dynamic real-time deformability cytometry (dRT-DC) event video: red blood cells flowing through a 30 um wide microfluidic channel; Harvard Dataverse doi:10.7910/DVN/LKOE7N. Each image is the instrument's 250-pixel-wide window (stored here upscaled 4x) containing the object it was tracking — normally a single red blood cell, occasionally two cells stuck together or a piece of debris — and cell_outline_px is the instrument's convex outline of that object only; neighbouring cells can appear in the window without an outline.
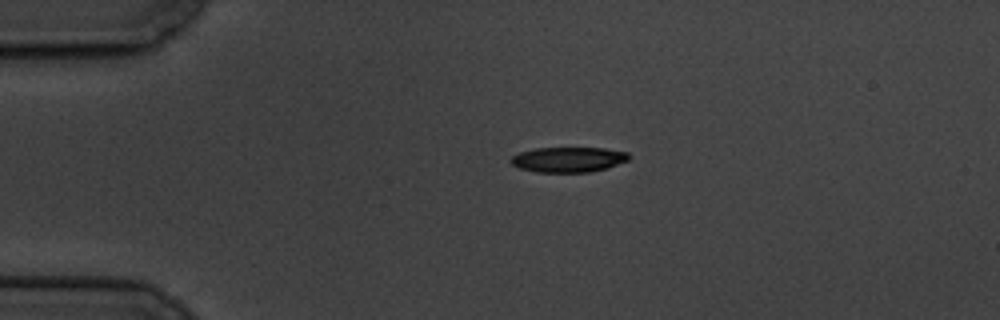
{"species": "common noctule bat (a hibernating species)", "species_latin": "Nyctalus noctula", "temperature_condition": "cold", "stored_images_in_passage": 2, "camera_frame_rate_fps": 3000, "um_per_image_px": 0.085, "animal": {"sex": "male", "body_mass_g": 19.5, "forearm_length_mm": 54.6}, "frame": {"image": 1, "passage_image": 1, "time_ms": 0.0, "image_size_px": [1000, 320], "cell_outline_px": [[632, 156], [628, 160], [604, 168], [588, 172], [536, 172], [520, 168], [512, 164], [508, 160], [512, 156], [520, 152], [536, 148], [604, 148], [628, 152]], "centroid_in_image_um": [48.29, 13.55], "position_along_channel_um": 36.7, "area_um2": 17.22}}